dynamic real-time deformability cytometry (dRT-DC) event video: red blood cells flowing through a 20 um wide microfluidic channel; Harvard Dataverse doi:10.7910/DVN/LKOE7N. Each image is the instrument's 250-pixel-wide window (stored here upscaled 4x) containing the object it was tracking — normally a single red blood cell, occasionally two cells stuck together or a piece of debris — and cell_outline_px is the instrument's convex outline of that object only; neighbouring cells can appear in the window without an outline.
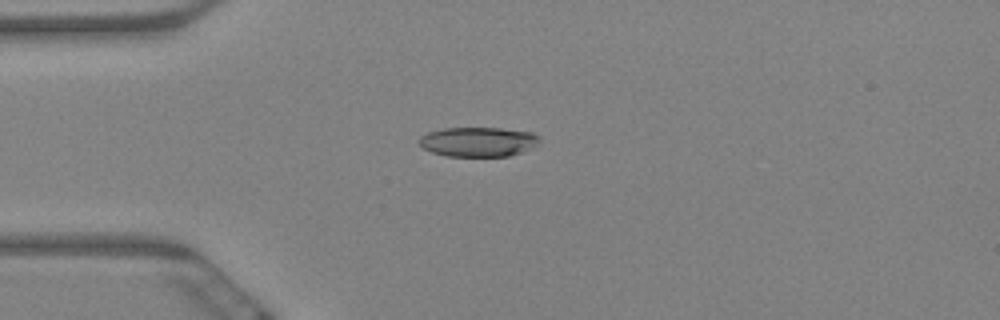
{"species": "Egyptian fruit bat (a non-hibernating species)", "species_latin": "Rousettus aegyptiacus", "temperature_condition": "warm", "stored_images_in_passage": 6, "camera_frame_rate_fps": 3000, "um_per_image_px": 0.085, "animal": {"sex": "female"}, "frame": {"image": 1, "passage_image": 4, "time_ms": 1.0, "image_size_px": [1000, 320], "cell_outline_px": [[540, 140], [532, 148], [508, 156], [448, 156], [432, 152], [424, 148], [416, 140], [420, 136], [428, 132], [444, 128], [500, 128], [532, 132], [540, 136]], "centroid_in_image_um": [40.64, 12.04], "position_along_channel_um": 44.4, "area_um2": 20.75}}
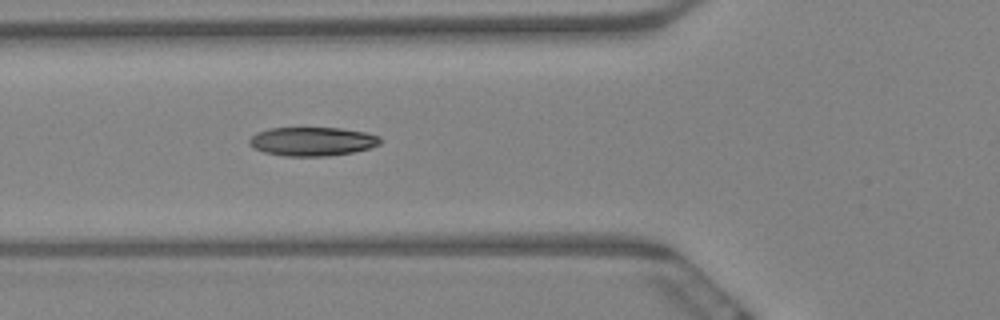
{"frame": {"image": 2, "passage_image": 6, "time_ms": 1.667, "image_size_px": [1000, 320], "cell_outline_px": [[384, 140], [380, 144], [368, 148], [352, 152], [328, 156], [284, 156], [264, 152], [252, 148], [248, 144], [248, 140], [256, 132], [268, 128], [340, 128], [364, 132], [380, 136]], "centroid_in_image_um": [26.52, 12.02], "position_along_channel_um": 99.3, "area_um2": 22.14}}